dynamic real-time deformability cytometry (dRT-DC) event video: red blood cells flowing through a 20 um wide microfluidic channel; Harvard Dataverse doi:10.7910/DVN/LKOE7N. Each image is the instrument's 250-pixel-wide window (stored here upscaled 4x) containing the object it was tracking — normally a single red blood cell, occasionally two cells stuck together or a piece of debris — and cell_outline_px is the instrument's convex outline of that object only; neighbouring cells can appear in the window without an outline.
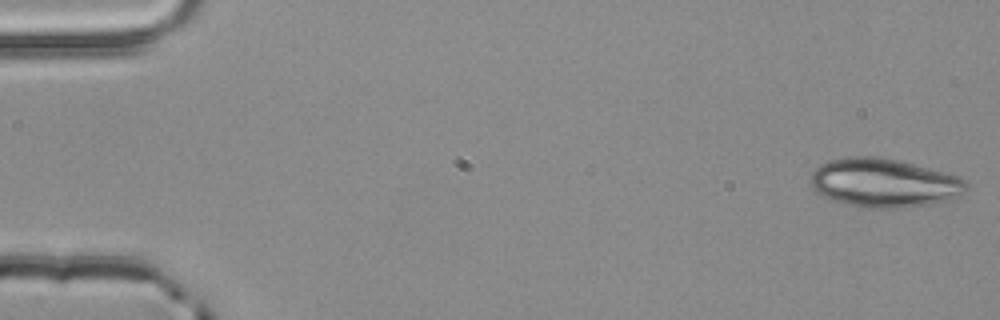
{"species": "common noctule bat (a hibernating species)", "species_latin": "Nyctalus noctula", "temperature_condition": "room temperature", "stored_images_in_passage": 3, "camera_frame_rate_fps": 3000, "um_per_image_px": 0.085, "animal": {"sex": "male", "body_mass_g": 20.4}, "frame": {"image": 1, "passage_image": 1, "time_ms": 0.0, "image_size_px": [1000, 320], "cell_outline_px": [[968, 188], [964, 192], [944, 200], [928, 204], [904, 208], [872, 208], [852, 204], [820, 196], [812, 188], [812, 172], [820, 164], [828, 160], [848, 156], [872, 156], [896, 160], [960, 176], [968, 184]], "centroid_in_image_um": [75.11, 15.53], "position_along_channel_um": 9.9, "area_um2": 43.64}}